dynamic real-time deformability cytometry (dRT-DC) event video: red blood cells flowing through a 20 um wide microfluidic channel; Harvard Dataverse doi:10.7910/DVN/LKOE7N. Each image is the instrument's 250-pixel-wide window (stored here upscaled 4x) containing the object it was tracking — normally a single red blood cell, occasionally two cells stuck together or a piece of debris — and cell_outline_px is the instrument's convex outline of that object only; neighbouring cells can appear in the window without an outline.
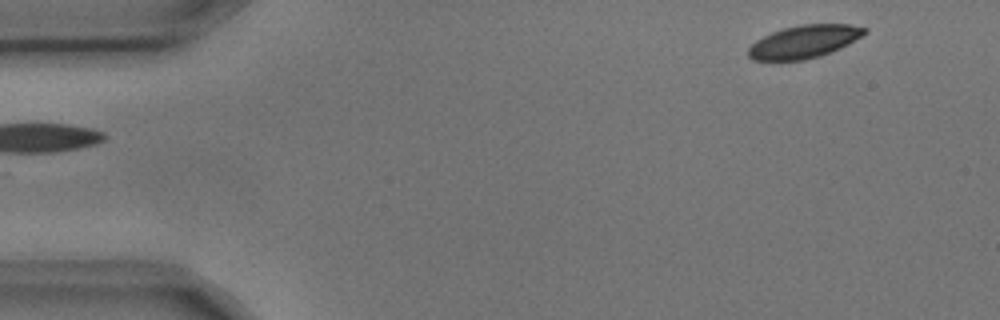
{"species": "common noctule bat (a hibernating species)", "species_latin": "Nyctalus noctula", "temperature_condition": "cold", "stored_images_in_passage": 6, "camera_frame_rate_fps": 3000, "um_per_image_px": 0.085, "animal": {"sex": "male", "body_mass_g": 17.9, "forearm_length_mm": 54.2}, "frame": {"image": 1, "passage_image": 6, "time_ms": 1.667, "image_size_px": [1000, 320], "cell_outline_px": [[868, 32], [848, 44], [840, 48], [820, 56], [804, 60], [752, 60], [748, 56], [748, 48], [756, 40], [772, 32], [784, 28], [800, 24], [852, 24], [868, 28]], "centroid_in_image_um": [68.37, 3.53], "position_along_channel_um": 16.6, "area_um2": 22.25}}